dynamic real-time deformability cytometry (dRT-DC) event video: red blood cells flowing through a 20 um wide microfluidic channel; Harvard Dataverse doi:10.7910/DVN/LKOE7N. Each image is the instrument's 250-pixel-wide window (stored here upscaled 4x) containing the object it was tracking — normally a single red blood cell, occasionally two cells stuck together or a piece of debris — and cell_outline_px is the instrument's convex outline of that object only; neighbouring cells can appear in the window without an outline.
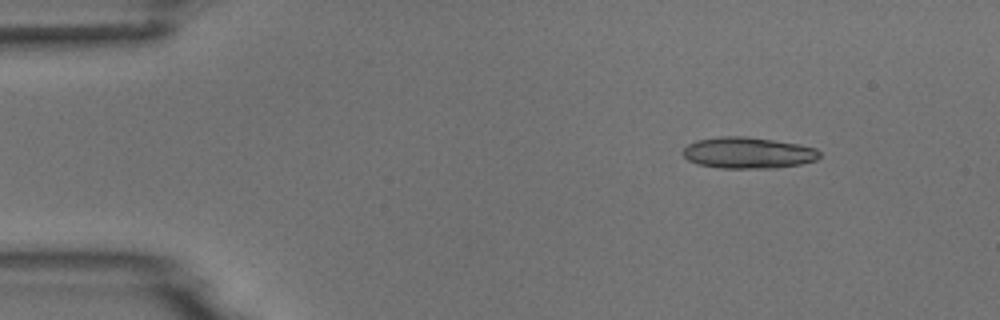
{"species": "common noctule bat (a hibernating species)", "species_latin": "Nyctalus noctula", "temperature_condition": "room temperature", "stored_images_in_passage": 6, "camera_frame_rate_fps": 3000, "um_per_image_px": 0.085, "animal": {"sex": "male", "body_mass_g": 18.8}, "frame": {"image": 1, "passage_image": 2, "time_ms": 1.333, "image_size_px": [1000, 320], "cell_outline_px": [[820, 156], [816, 160], [800, 164], [772, 168], [720, 168], [700, 164], [688, 160], [680, 152], [688, 144], [696, 140], [720, 136], [748, 136], [800, 144], [816, 148], [820, 152]], "centroid_in_image_um": [63.58, 12.98], "position_along_channel_um": 21.4, "area_um2": 25.03}}